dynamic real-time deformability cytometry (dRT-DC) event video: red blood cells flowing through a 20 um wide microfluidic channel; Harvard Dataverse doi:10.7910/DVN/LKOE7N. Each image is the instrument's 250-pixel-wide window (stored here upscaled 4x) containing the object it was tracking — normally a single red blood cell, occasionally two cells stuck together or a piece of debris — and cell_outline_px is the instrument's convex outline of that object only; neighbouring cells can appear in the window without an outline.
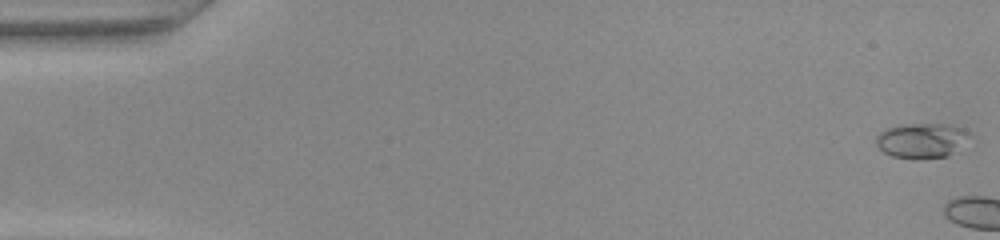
{"species": "common noctule bat (a hibernating species)", "species_latin": "Nyctalus noctula", "temperature_condition": "warm", "stored_images_in_passage": 4, "camera_frame_rate_fps": 3000, "um_per_image_px": 0.085, "animal": {"sex": "female", "body_mass_g": 22.0, "forearm_length_mm": 56.7}, "frame": {"image": 1, "passage_image": 1, "time_ms": 0.0, "image_size_px": [1000, 240], "cell_outline_px": [[968, 132], [948, 156], [892, 156], [884, 152], [876, 144], [876, 136], [880, 132], [888, 128], [904, 124], [932, 124], [960, 128]], "centroid_in_image_um": [78.18, 11.9], "position_along_channel_um": 6.8, "area_um2": 17.34}}